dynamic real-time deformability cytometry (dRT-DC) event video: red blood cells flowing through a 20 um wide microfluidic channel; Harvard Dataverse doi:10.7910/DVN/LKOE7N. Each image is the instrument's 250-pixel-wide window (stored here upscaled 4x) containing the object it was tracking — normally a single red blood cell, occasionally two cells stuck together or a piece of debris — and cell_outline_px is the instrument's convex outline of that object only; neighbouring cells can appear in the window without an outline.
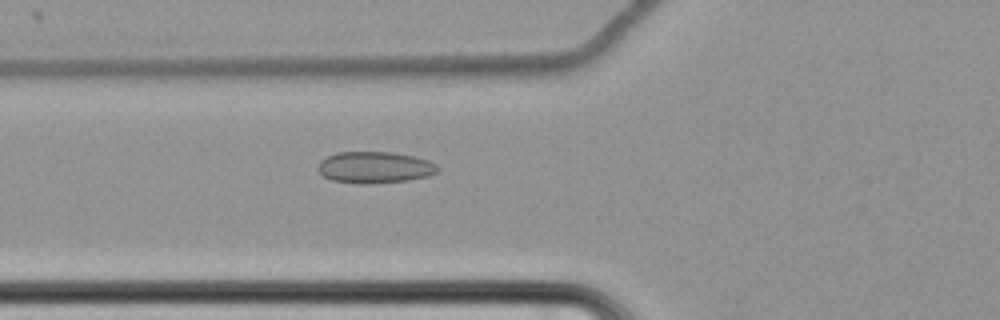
{"species": "common noctule bat (a hibernating species)", "species_latin": "Nyctalus noctula", "temperature_condition": "cold", "stored_images_in_passage": 62, "camera_frame_rate_fps": 3000, "um_per_image_px": 0.085, "animal": {"sex": "female", "body_mass_g": 22.7, "forearm_length_mm": 54.2}, "frame": {"image": 1, "passage_image": 25, "time_ms": 8.0, "image_size_px": [1000, 320], "cell_outline_px": [[440, 168], [436, 172], [428, 176], [408, 180], [368, 184], [360, 184], [332, 180], [324, 176], [316, 168], [320, 160], [336, 152], [392, 152], [412, 156], [428, 160], [436, 164]], "centroid_in_image_um": [31.84, 14.23], "position_along_channel_um": 94.0, "area_um2": 22.02}}
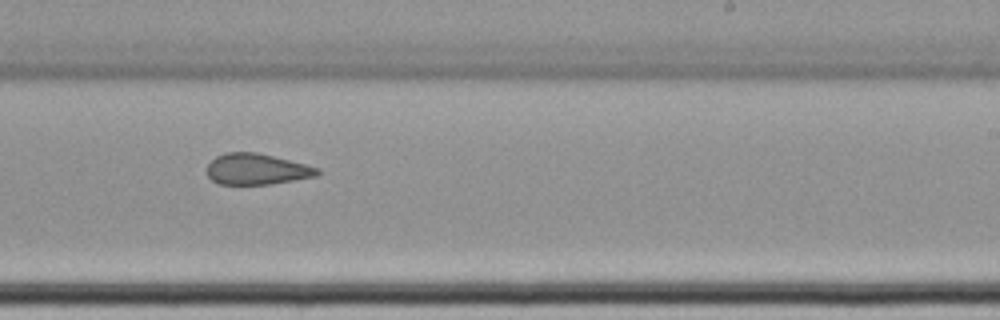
{"frame": {"image": 2, "passage_image": 40, "time_ms": 13.0, "image_size_px": [1000, 320], "cell_outline_px": [[320, 176], [272, 184], [220, 184], [212, 180], [208, 176], [208, 164], [216, 156], [224, 152], [256, 152], [320, 168]], "centroid_in_image_um": [21.85, 14.38], "position_along_channel_um": 267.2, "area_um2": 19.94}}
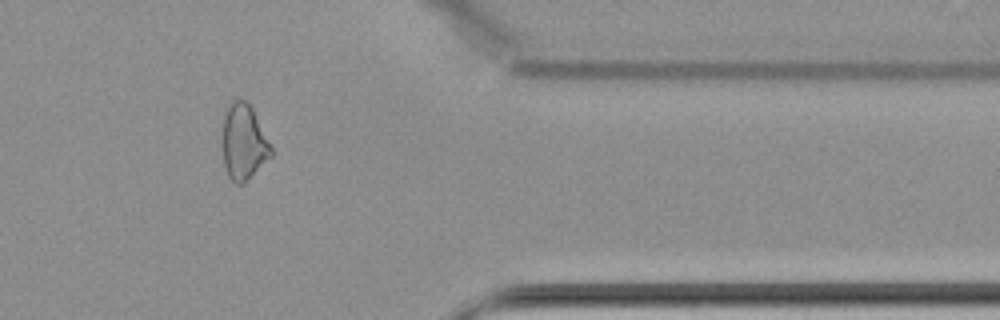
{"frame": {"image": 3, "passage_image": 52, "time_ms": 17.0, "image_size_px": [1000, 320], "cell_outline_px": [[272, 156], [244, 184], [236, 184], [228, 176], [224, 164], [224, 112], [228, 104], [232, 100], [244, 100], [252, 108], [272, 148]], "centroid_in_image_um": [20.72, 12.1], "position_along_channel_um": 390.7, "area_um2": 21.1}, "authors_computed_cell_mechanics": {"area_um2": 23.1778, "velocity_mm_per_s": 3.4647, "shape_relaxation_time_tau1_ms": null, "shape_relaxation_time_tau2_ms": 3.0366, "deformation_change_tau1": null, "deformation_change_tau2": 0.1101}}